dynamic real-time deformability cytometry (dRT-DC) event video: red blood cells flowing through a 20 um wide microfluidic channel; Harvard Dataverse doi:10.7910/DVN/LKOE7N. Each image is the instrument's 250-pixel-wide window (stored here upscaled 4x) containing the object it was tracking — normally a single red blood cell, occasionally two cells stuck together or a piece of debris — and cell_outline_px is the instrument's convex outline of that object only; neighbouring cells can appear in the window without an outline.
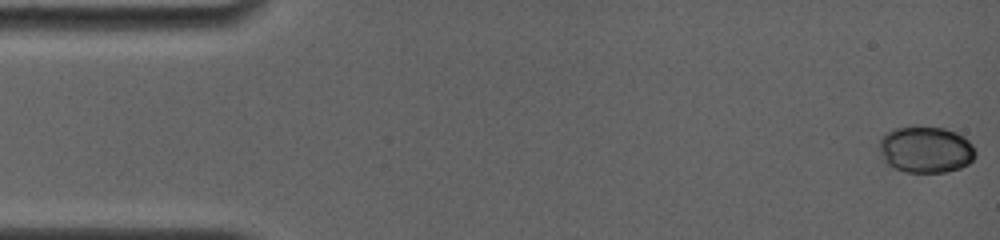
{"species": "common noctule bat (a hibernating species)", "species_latin": "Nyctalus noctula", "temperature_condition": "room temperature", "stored_images_in_passage": 5, "camera_frame_rate_fps": 4000, "um_per_image_px": 0.085, "animal": {"sex": "female", "body_mass_g": 19.0, "forearm_length_mm": 56.7}, "frame": {"image": 1, "passage_image": 1, "time_ms": 0.0, "image_size_px": [1000, 240], "cell_outline_px": [[976, 156], [968, 164], [960, 168], [948, 172], [904, 172], [892, 168], [884, 160], [880, 152], [880, 140], [892, 128], [916, 124], [944, 128], [956, 132], [964, 136], [972, 144], [976, 152]], "centroid_in_image_um": [78.7, 12.69], "position_along_channel_um": 6.3, "area_um2": 26.65}}